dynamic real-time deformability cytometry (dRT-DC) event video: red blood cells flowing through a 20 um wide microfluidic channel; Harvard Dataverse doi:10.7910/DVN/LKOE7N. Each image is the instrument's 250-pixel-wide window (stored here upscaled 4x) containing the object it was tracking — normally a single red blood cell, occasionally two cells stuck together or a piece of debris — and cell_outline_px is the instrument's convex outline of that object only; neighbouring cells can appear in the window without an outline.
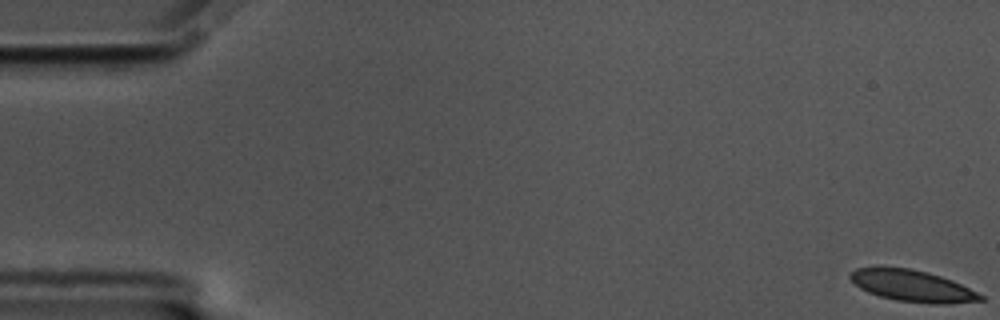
{"species": "common noctule bat (a hibernating species)", "species_latin": "Nyctalus noctula", "temperature_condition": "cold", "stored_images_in_passage": 58, "camera_frame_rate_fps": 3000, "um_per_image_px": 0.085, "animal": {"sex": "male", "body_mass_g": 17.5, "forearm_length_mm": 52.3}, "frame": {"image": 1, "passage_image": 1, "time_ms": 0.0, "image_size_px": [1000, 320], "cell_outline_px": [[984, 300], [944, 304], [932, 304], [896, 300], [880, 296], [868, 292], [860, 288], [848, 276], [856, 268], [908, 268], [928, 272], [952, 280], [984, 296]], "centroid_in_image_um": [77.56, 24.31], "position_along_channel_um": 7.4, "area_um2": 23.47}}
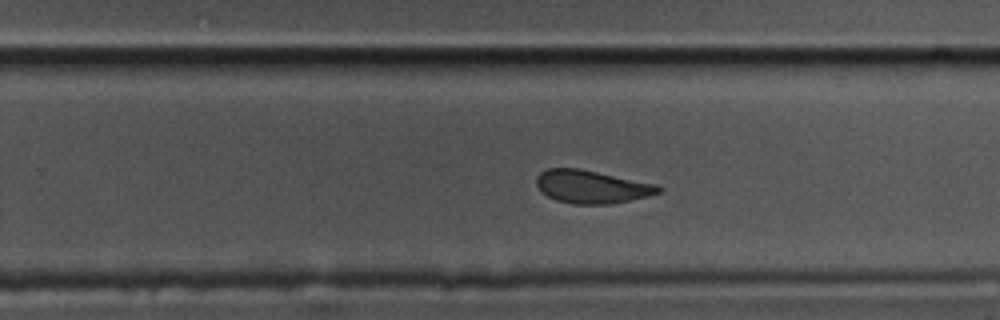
{"frame": {"image": 2, "passage_image": 37, "time_ms": 12.0, "image_size_px": [1000, 320], "cell_outline_px": [[664, 188], [660, 192], [648, 196], [608, 204], [572, 204], [556, 200], [540, 192], [536, 184], [536, 176], [540, 172], [548, 168], [580, 168], [656, 184]], "centroid_in_image_um": [50.26, 15.86], "position_along_channel_um": 279.5, "area_um2": 23.52}}
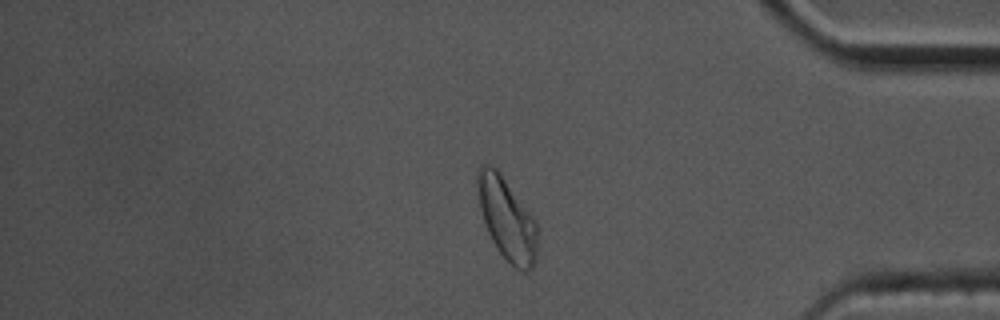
{"frame": {"image": 3, "passage_image": 49, "time_ms": 16.0, "image_size_px": [1000, 320], "cell_outline_px": [[536, 260], [532, 268], [524, 272], [516, 268], [500, 252], [492, 240], [488, 232], [480, 208], [476, 184], [476, 172], [480, 164], [488, 164], [496, 168], [500, 172], [536, 220]], "centroid_in_image_um": [43.07, 18.55], "position_along_channel_um": 392.1, "area_um2": 28.5}, "authors_computed_cell_mechanics": {"area_um2": 24.6517, "velocity_mm_per_s": 3.4518, "shape_relaxation_time_tau1_ms": 4.9447, "shape_relaxation_time_tau2_ms": 2.0139, "deformation_change_tau1": 0.1268, "deformation_change_tau2": 0.0628}}